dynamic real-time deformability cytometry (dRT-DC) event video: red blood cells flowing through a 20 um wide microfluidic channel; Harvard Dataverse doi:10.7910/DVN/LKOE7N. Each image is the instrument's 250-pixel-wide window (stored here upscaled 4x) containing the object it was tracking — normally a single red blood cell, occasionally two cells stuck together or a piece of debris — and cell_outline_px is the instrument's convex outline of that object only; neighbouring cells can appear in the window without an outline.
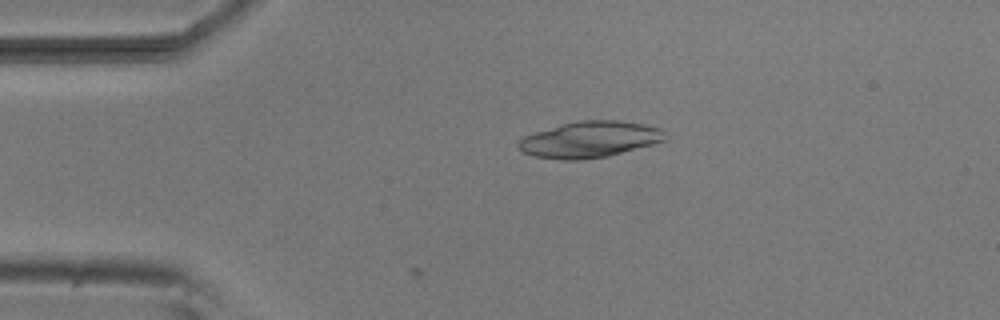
{"species": "common noctule bat (a hibernating species)", "species_latin": "Nyctalus noctula", "temperature_condition": "room temperature", "stored_images_in_passage": 11, "camera_frame_rate_fps": 3000, "um_per_image_px": 0.085, "animal": {"sex": "male", "body_mass_g": 20.5, "forearm_length_mm": 52.5}, "frame": {"image": 1, "passage_image": 11, "time_ms": 3.333, "image_size_px": [1000, 320], "cell_outline_px": [[664, 140], [652, 144], [608, 156], [580, 160], [564, 160], [532, 156], [524, 152], [516, 144], [524, 136], [560, 124], [580, 120], [620, 120], [644, 124], [660, 128]], "centroid_in_image_um": [50.08, 11.85], "position_along_channel_um": 34.9, "area_um2": 30.63}}